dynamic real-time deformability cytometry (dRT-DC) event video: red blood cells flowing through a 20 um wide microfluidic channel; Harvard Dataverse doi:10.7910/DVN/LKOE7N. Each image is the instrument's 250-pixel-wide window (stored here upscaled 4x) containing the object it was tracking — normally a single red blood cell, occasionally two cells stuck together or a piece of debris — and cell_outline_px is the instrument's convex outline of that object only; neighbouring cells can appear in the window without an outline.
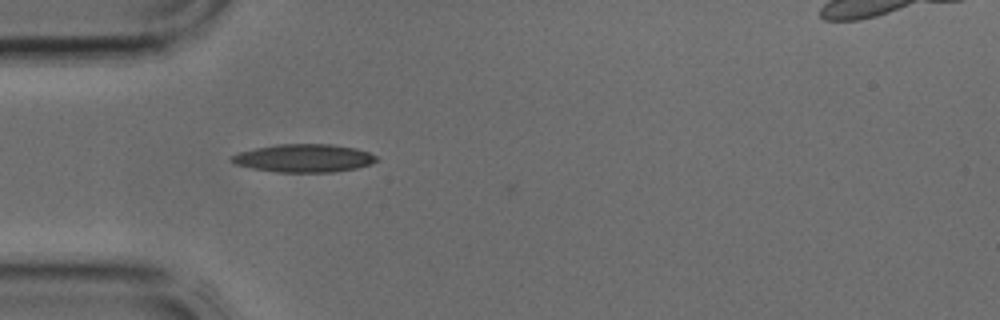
{"species": "common noctule bat (a hibernating species)", "species_latin": "Nyctalus noctula", "temperature_condition": "cold", "stored_images_in_passage": 3, "camera_frame_rate_fps": 3000, "um_per_image_px": 0.085, "animal": {"sex": "male", "body_mass_g": 17.9, "forearm_length_mm": 54.2}, "frame": {"image": 1, "passage_image": 3, "time_ms": 0.667, "image_size_px": [1000, 320], "cell_outline_px": [[380, 160], [372, 164], [356, 168], [332, 172], [276, 172], [252, 168], [236, 164], [228, 160], [228, 156], [240, 152], [256, 148], [276, 144], [332, 144], [356, 148], [368, 152], [376, 156]], "centroid_in_image_um": [25.83, 13.44], "position_along_channel_um": 59.2, "area_um2": 23.81}}